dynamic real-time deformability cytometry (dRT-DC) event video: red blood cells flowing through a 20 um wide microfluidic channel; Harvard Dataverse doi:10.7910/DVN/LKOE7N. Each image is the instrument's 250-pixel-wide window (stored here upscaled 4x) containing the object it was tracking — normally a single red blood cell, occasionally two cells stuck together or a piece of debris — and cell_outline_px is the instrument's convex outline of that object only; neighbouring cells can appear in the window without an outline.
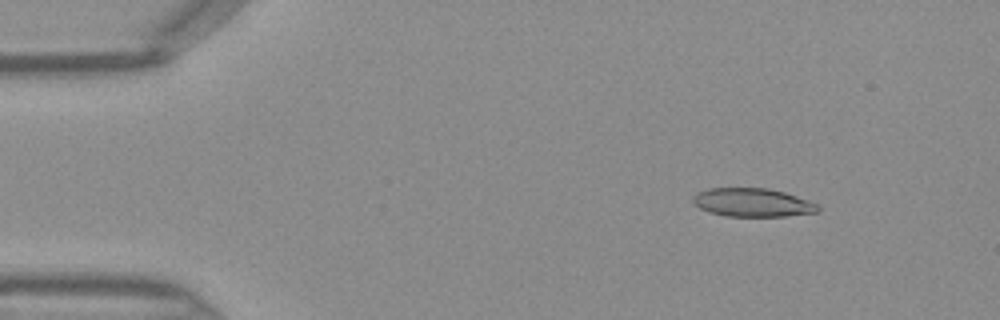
{"species": "Egyptian fruit bat (a non-hibernating species)", "species_latin": "Rousettus aegyptiacus", "temperature_condition": "warm", "stored_images_in_passage": 46, "camera_frame_rate_fps": 3000, "um_per_image_px": 0.085, "frame": {"image": 1, "passage_image": 6, "time_ms": 1.667, "image_size_px": [1000, 320], "cell_outline_px": [[820, 208], [816, 212], [784, 216], [724, 216], [700, 208], [692, 200], [692, 196], [708, 188], [768, 188], [784, 192], [796, 196], [816, 204]], "centroid_in_image_um": [63.95, 17.21], "position_along_channel_um": 21.1, "area_um2": 20.4}}
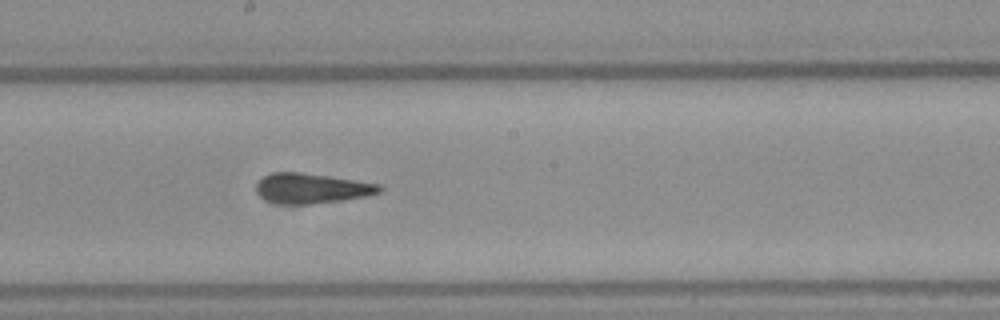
{"frame": {"image": 2, "passage_image": 25, "time_ms": 8.0, "image_size_px": [1000, 320], "cell_outline_px": [[384, 188], [380, 192], [368, 196], [340, 200], [308, 204], [276, 204], [264, 200], [256, 192], [256, 184], [264, 176], [272, 172], [300, 172], [328, 176], [380, 184]], "centroid_in_image_um": [26.46, 16.01], "position_along_channel_um": 221.7, "area_um2": 21.62}}
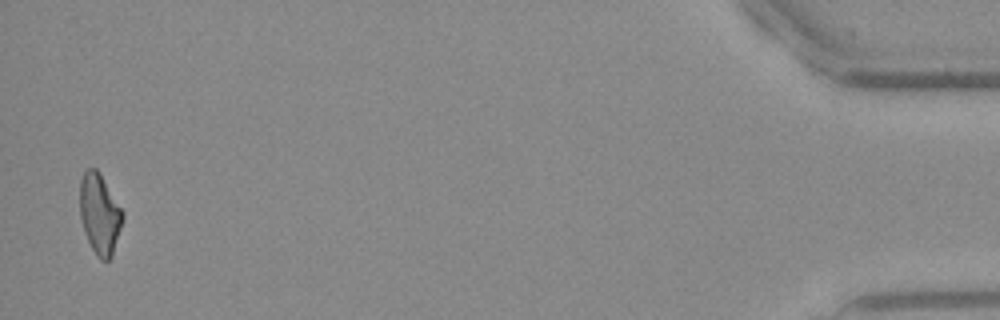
{"frame": {"image": 3, "passage_image": 45, "time_ms": 14.667, "image_size_px": [1000, 320], "cell_outline_px": [[124, 220], [112, 256], [108, 260], [100, 260], [96, 256], [84, 232], [80, 216], [80, 180], [84, 172], [88, 168], [96, 168], [100, 172], [124, 212]], "centroid_in_image_um": [8.49, 18.18], "position_along_channel_um": 426.7, "area_um2": 20.29}}